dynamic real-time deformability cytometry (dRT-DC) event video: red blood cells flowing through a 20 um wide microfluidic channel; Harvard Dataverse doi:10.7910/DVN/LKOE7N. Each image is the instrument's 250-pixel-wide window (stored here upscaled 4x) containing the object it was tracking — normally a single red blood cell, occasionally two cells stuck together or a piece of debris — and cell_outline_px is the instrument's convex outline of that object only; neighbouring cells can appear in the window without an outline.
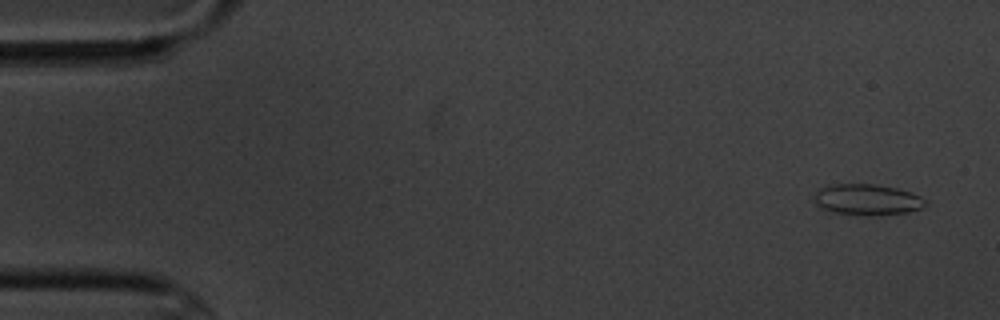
{"species": "common noctule bat (a hibernating species)", "species_latin": "Nyctalus noctula", "temperature_condition": "cold", "stored_images_in_passage": 5, "camera_frame_rate_fps": 3000, "um_per_image_px": 0.085, "animal": {"sex": "male", "body_mass_g": 20.1, "forearm_length_mm": 53.5}, "frame": {"image": 1, "passage_image": 1, "time_ms": 0.0, "image_size_px": [1000, 320], "cell_outline_px": [[928, 204], [920, 208], [908, 212], [872, 216], [832, 212], [816, 208], [812, 200], [816, 192], [820, 188], [828, 184], [876, 184], [896, 188], [920, 196], [928, 200]], "centroid_in_image_um": [73.65, 16.97], "position_along_channel_um": 11.4, "area_um2": 20.46}}
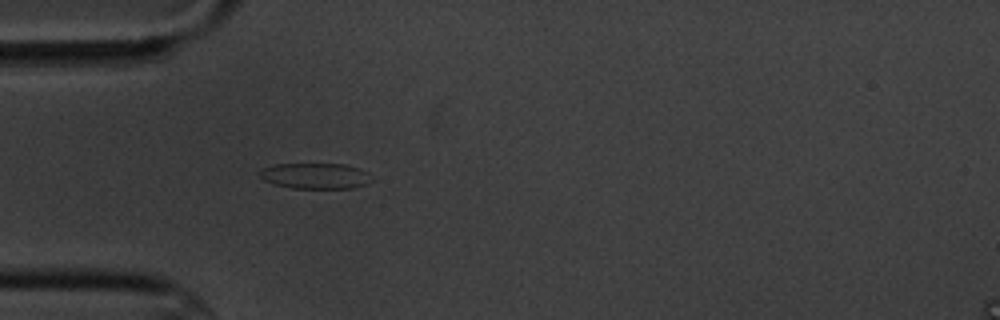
{"frame": {"image": 2, "passage_image": 5, "time_ms": 4.667, "image_size_px": [1000, 320], "cell_outline_px": [[372, 180], [364, 184], [352, 188], [292, 188], [276, 184], [264, 180], [260, 176], [260, 172], [264, 168], [276, 164], [344, 164], [368, 172]], "centroid_in_image_um": [26.81, 14.95], "position_along_channel_um": 58.2, "area_um2": 16.47}}